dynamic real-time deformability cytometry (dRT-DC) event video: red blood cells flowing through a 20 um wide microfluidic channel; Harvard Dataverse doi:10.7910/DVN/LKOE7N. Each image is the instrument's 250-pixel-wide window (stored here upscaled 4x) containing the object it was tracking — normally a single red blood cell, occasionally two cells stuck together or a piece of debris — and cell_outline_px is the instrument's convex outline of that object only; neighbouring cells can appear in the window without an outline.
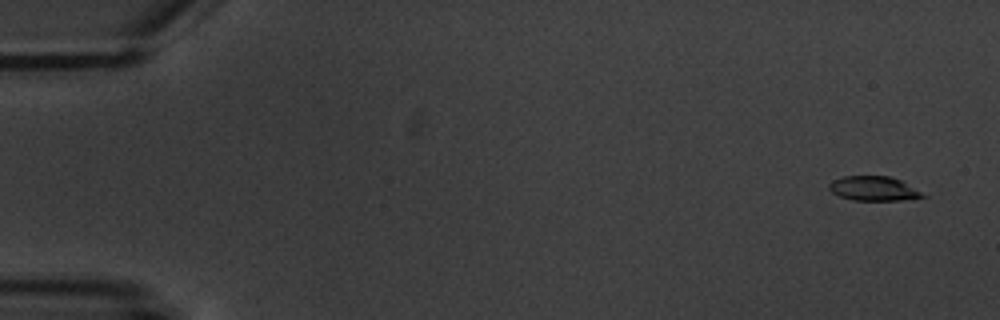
{"species": "common noctule bat (a hibernating species)", "species_latin": "Nyctalus noctula", "temperature_condition": "warm", "stored_images_in_passage": 3, "camera_frame_rate_fps": 3000, "um_per_image_px": 0.085, "animal": {"sex": "male", "body_mass_g": 20.1, "forearm_length_mm": 53.5}, "frame": {"image": 1, "passage_image": 1, "time_ms": 0.0, "image_size_px": [1000, 320], "cell_outline_px": [[928, 196], [900, 200], [852, 200], [840, 196], [832, 192], [828, 188], [828, 184], [832, 180], [844, 176], [888, 176], [900, 180]], "centroid_in_image_um": [74.21, 16.02], "position_along_channel_um": 10.8, "area_um2": 13.18}}